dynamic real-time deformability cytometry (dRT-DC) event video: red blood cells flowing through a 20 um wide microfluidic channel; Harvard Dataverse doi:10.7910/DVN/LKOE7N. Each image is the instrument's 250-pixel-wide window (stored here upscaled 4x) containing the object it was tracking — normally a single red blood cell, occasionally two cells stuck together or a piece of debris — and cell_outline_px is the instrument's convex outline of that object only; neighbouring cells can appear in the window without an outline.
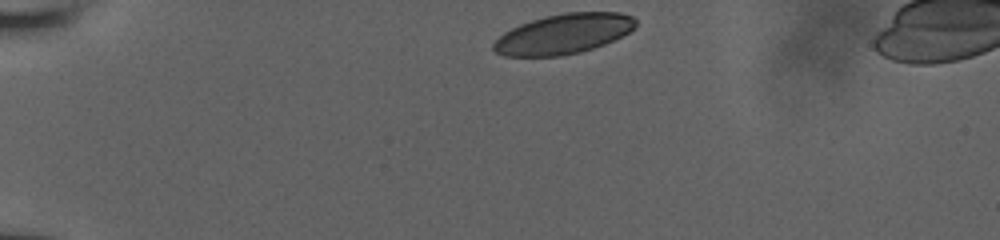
{"species": "human", "species_latin": "Homo sapiens", "temperature_condition": "room temperature", "stored_images_in_passage": 12, "camera_frame_rate_fps": 3000, "um_per_image_px": 0.085, "donor": {"sex": "male"}, "frame": {"image": 1, "passage_image": 1, "time_ms": 0.0, "image_size_px": [1000, 240], "cell_outline_px": [[636, 28], [604, 44], [580, 52], [560, 56], [504, 56], [496, 52], [492, 48], [492, 44], [504, 32], [520, 24], [532, 20], [564, 12], [620, 12], [632, 16], [636, 20]], "centroid_in_image_um": [47.9, 2.88], "position_along_channel_um": 37.1, "area_um2": 32.95}}